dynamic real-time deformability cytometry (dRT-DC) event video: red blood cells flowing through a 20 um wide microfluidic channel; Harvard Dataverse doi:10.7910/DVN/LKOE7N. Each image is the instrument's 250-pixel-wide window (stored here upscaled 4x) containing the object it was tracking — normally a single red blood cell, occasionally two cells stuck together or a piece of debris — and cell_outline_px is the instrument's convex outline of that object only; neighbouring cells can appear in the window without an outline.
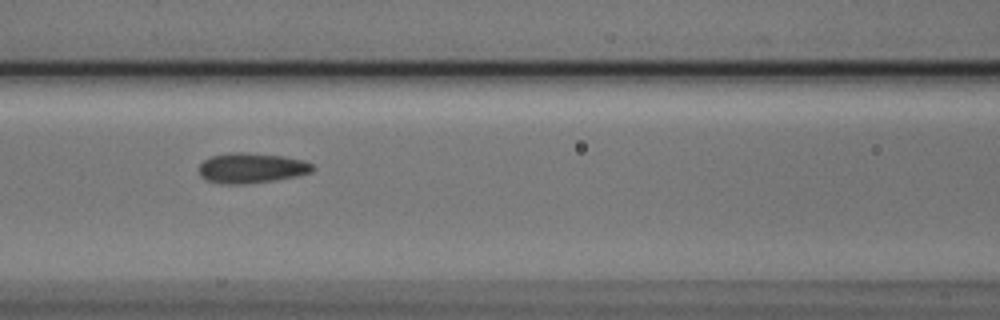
{"species": "Egyptian fruit bat (a non-hibernating species)", "species_latin": "Rousettus aegyptiacus", "temperature_condition": "cold", "stored_images_in_passage": 7, "camera_frame_rate_fps": 3000, "um_per_image_px": 0.085, "animal": {"sex": "male"}, "frame": {"image": 1, "passage_image": 3, "time_ms": 0.667, "image_size_px": [1000, 320], "cell_outline_px": [[316, 168], [312, 172], [296, 176], [276, 180], [244, 184], [220, 184], [204, 180], [200, 176], [200, 164], [204, 160], [212, 156], [232, 152], [240, 152], [280, 156], [304, 160], [312, 164]], "centroid_in_image_um": [21.37, 14.3], "position_along_channel_um": 145.2, "area_um2": 20.0}}
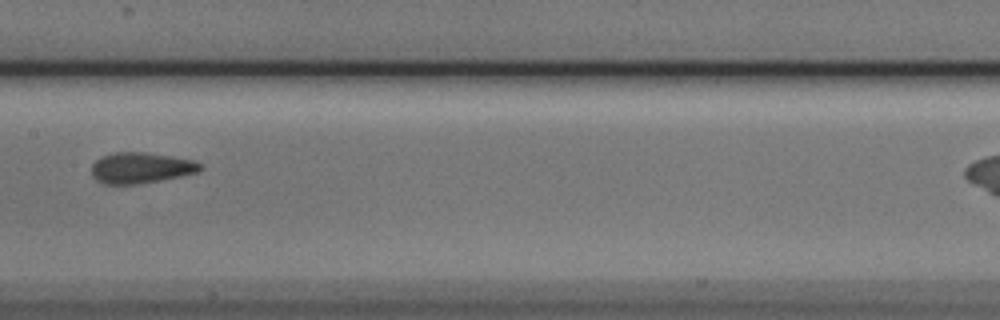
{"frame": {"image": 2, "passage_image": 4, "time_ms": 1.0, "image_size_px": [1000, 320], "cell_outline_px": [[204, 168], [196, 172], [180, 176], [136, 184], [104, 184], [96, 180], [92, 176], [92, 164], [100, 156], [116, 152], [144, 152], [172, 156], [196, 160], [204, 164]], "centroid_in_image_um": [11.99, 14.25], "position_along_channel_um": 195.4, "area_um2": 19.65}}
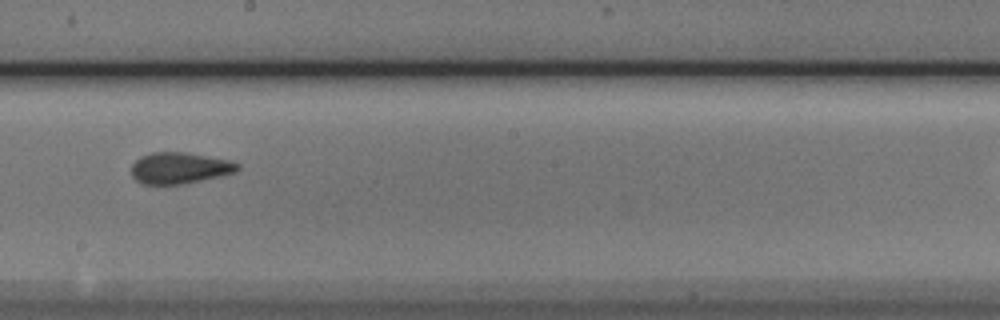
{"frame": {"image": 3, "passage_image": 5, "time_ms": 1.333, "image_size_px": [1000, 320], "cell_outline_px": [[240, 168], [236, 172], [200, 180], [180, 184], [140, 184], [132, 176], [132, 164], [140, 156], [152, 152], [188, 152], [228, 160], [240, 164]], "centroid_in_image_um": [15.24, 14.27], "position_along_channel_um": 233.0, "area_um2": 19.31}}